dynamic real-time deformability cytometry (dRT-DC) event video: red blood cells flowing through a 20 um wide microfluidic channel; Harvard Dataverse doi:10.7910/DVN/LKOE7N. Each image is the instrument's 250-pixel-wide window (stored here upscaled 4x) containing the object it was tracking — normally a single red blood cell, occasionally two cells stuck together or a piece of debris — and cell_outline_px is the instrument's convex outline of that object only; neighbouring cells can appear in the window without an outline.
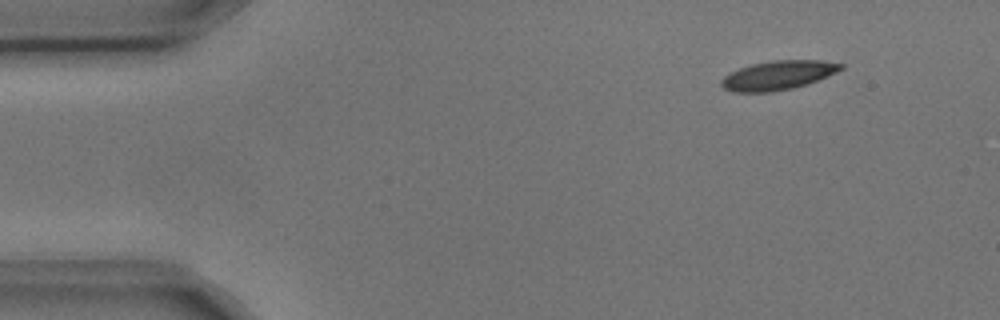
{"species": "common noctule bat (a hibernating species)", "species_latin": "Nyctalus noctula", "temperature_condition": "cold", "stored_images_in_passage": 4, "camera_frame_rate_fps": 3000, "um_per_image_px": 0.085, "animal": {"sex": "male", "body_mass_g": 17.9, "forearm_length_mm": 54.2}, "frame": {"image": 1, "passage_image": 1, "time_ms": 0.0, "image_size_px": [1000, 320], "cell_outline_px": [[844, 68], [828, 76], [808, 84], [792, 88], [772, 92], [732, 92], [724, 88], [720, 84], [720, 80], [724, 76], [740, 68], [752, 64], [772, 60], [820, 60], [844, 64]], "centroid_in_image_um": [66.14, 6.4], "position_along_channel_um": 18.9, "area_um2": 20.29}}
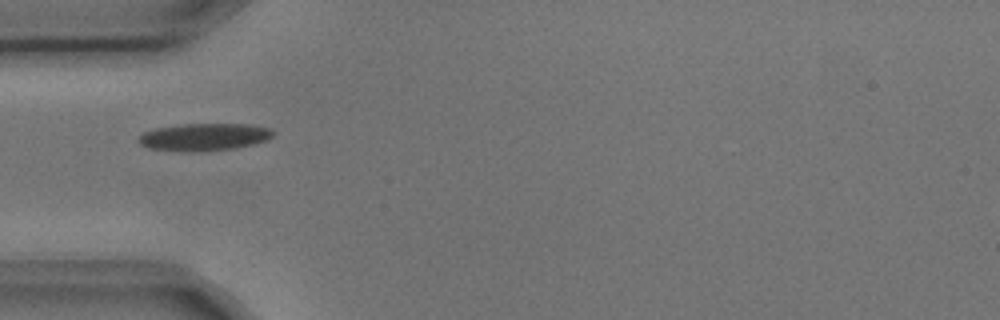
{"frame": {"image": 2, "passage_image": 4, "time_ms": 1.0, "image_size_px": [1000, 320], "cell_outline_px": [[276, 132], [268, 140], [236, 148], [184, 152], [148, 148], [140, 144], [136, 140], [144, 132], [152, 128], [184, 124], [252, 124], [268, 128]], "centroid_in_image_um": [17.33, 11.64], "position_along_channel_um": 67.7, "area_um2": 21.56}}